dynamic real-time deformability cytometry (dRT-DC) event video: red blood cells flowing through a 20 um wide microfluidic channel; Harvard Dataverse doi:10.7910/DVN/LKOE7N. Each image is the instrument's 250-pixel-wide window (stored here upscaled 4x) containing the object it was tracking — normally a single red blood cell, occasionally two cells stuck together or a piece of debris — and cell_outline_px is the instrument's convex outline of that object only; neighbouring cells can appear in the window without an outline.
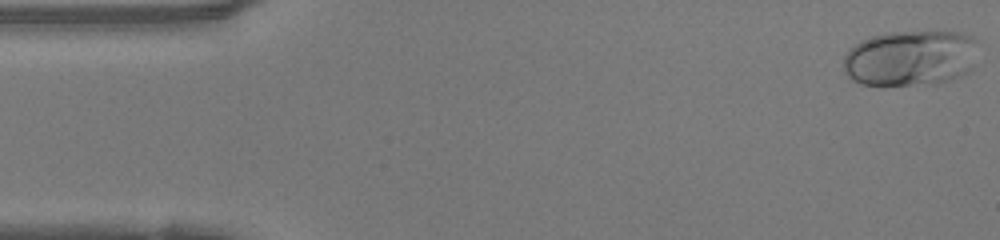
{"species": "human", "species_latin": "Homo sapiens", "temperature_condition": "warm", "stored_images_in_passage": 47, "camera_frame_rate_fps": 3000, "um_per_image_px": 0.085, "donor": {"sex": "female"}, "frame": {"image": 1, "passage_image": 1, "time_ms": 0.0, "image_size_px": [1000, 240], "cell_outline_px": [[976, 40], [972, 68], [968, 72], [960, 76], [936, 84], [860, 84], [852, 80], [844, 72], [844, 56], [860, 40], [872, 36], [888, 32], [948, 28], [972, 36]], "centroid_in_image_um": [77.42, 4.88], "position_along_channel_um": 7.6, "area_um2": 44.56}}
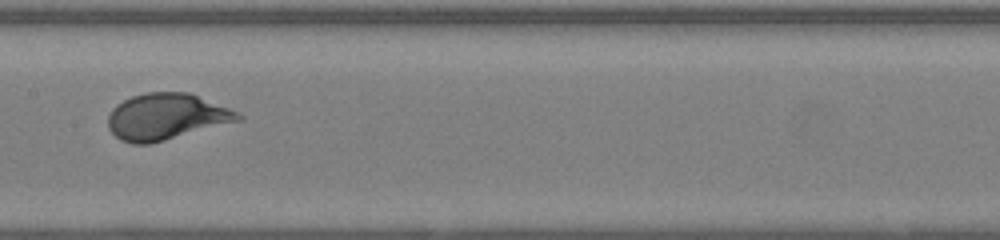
{"frame": {"image": 2, "passage_image": 23, "time_ms": 7.333, "image_size_px": [1000, 240], "cell_outline_px": [[244, 120], [148, 144], [132, 144], [120, 140], [108, 128], [108, 116], [112, 108], [116, 104], [132, 96], [144, 92], [188, 92], [228, 108], [244, 116]], "centroid_in_image_um": [14.12, 9.92], "position_along_channel_um": 193.3, "area_um2": 35.03}}
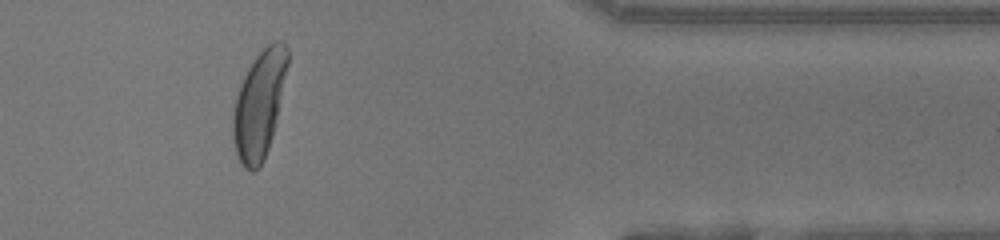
{"frame": {"image": 3, "passage_image": 39, "time_ms": 12.667, "image_size_px": [1000, 240], "cell_outline_px": [[288, 64], [272, 136], [264, 160], [256, 172], [252, 172], [244, 168], [236, 156], [232, 140], [232, 112], [236, 96], [240, 84], [252, 60], [268, 44], [276, 40], [280, 40], [288, 48]], "centroid_in_image_um": [22.0, 8.92], "position_along_channel_um": 389.4, "area_um2": 34.16}, "authors_computed_cell_mechanics": {"area_um2": 35.0846, "velocity_mm_per_s": 4.206, "shape_relaxation_time_tau1_ms": 3.0235, "shape_relaxation_time_tau2_ms": null, "deformation_change_tau1": 0.2115, "deformation_change_tau2": null}}